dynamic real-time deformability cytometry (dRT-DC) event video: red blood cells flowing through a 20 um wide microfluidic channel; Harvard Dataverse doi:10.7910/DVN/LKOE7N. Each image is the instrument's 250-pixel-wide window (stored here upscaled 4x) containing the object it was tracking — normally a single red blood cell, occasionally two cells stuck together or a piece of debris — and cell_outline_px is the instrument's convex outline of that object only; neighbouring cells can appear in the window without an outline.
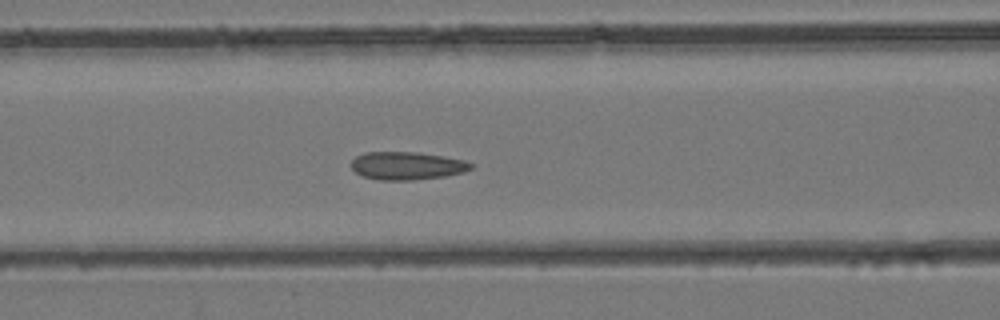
{"species": "common noctule bat (a hibernating species)", "species_latin": "Nyctalus noctula", "temperature_condition": "room temperature", "stored_images_in_passage": 43, "camera_frame_rate_fps": 3000, "um_per_image_px": 0.085, "animal": {"sex": "female", "body_mass_g": 24.6, "forearm_length_mm": 56.2}, "frame": {"image": 1, "passage_image": 18, "time_ms": 5.667, "image_size_px": [1000, 320], "cell_outline_px": [[476, 164], [472, 168], [464, 172], [444, 176], [412, 180], [380, 180], [364, 176], [356, 172], [352, 168], [352, 160], [356, 156], [364, 152], [416, 152], [464, 160]], "centroid_in_image_um": [34.61, 14.08], "position_along_channel_um": 132.0, "area_um2": 19.36}}
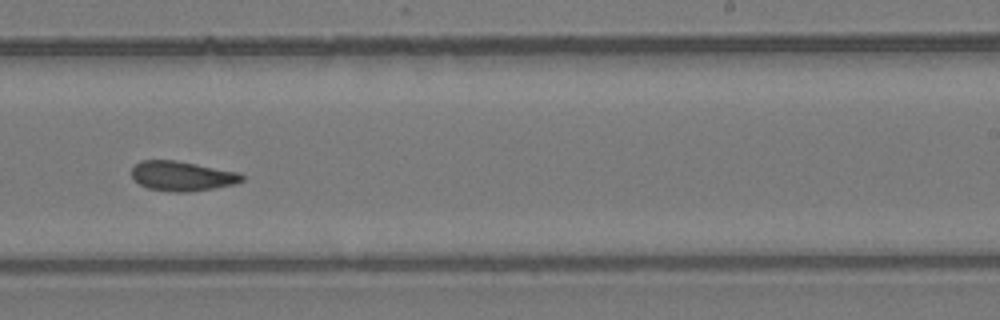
{"frame": {"image": 2, "passage_image": 27, "time_ms": 8.667, "image_size_px": [1000, 320], "cell_outline_px": [[244, 180], [236, 184], [188, 192], [172, 192], [148, 188], [140, 184], [132, 176], [132, 168], [140, 160], [176, 160], [240, 172], [244, 176]], "centroid_in_image_um": [15.51, 14.95], "position_along_channel_um": 273.5, "area_um2": 19.13}}
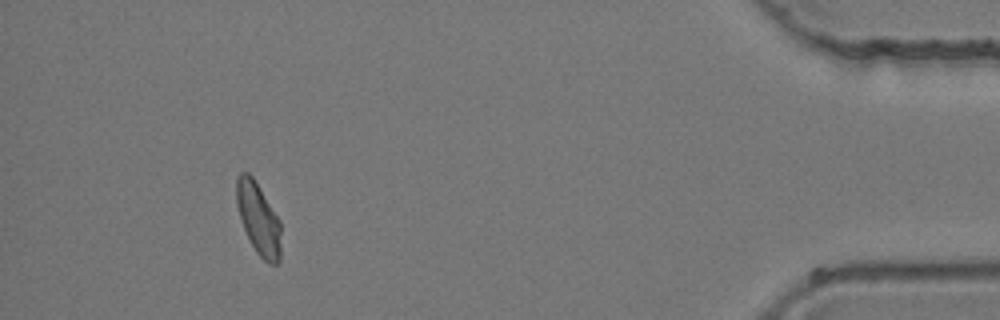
{"frame": {"image": 3, "passage_image": 40, "time_ms": 13.0, "image_size_px": [1000, 320], "cell_outline_px": [[280, 260], [276, 264], [268, 264], [256, 252], [244, 228], [236, 204], [236, 176], [240, 172], [248, 172], [252, 176], [280, 220]], "centroid_in_image_um": [21.96, 18.57], "position_along_channel_um": 413.2, "area_um2": 18.44}}